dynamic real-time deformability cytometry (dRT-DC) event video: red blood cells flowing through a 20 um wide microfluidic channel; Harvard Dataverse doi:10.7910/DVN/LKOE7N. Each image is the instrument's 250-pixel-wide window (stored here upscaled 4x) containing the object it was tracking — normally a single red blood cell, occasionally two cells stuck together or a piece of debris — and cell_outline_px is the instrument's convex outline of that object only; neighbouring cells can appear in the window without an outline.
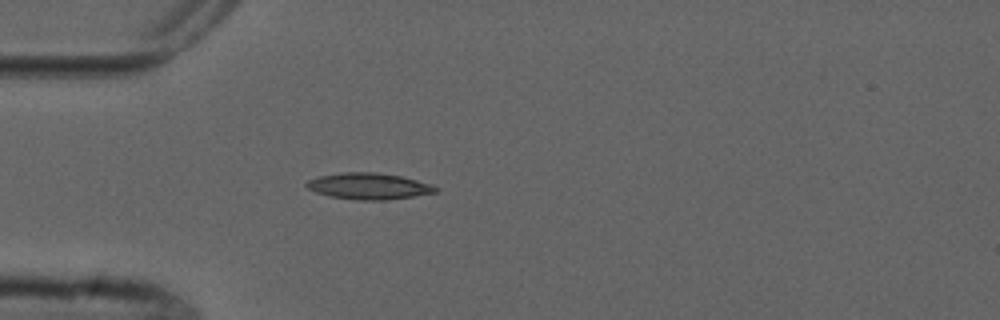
{"species": "common noctule bat (a hibernating species)", "species_latin": "Nyctalus noctula", "temperature_condition": "cold", "stored_images_in_passage": 1, "camera_frame_rate_fps": 3000, "um_per_image_px": 0.085, "animal": {"sex": "male", "forearm_length_mm": 52.5}, "frame": {"image": 1, "passage_image": 1, "time_ms": 0.0, "image_size_px": [1000, 320], "cell_outline_px": [[440, 188], [436, 192], [412, 196], [384, 200], [360, 200], [328, 196], [316, 192], [308, 188], [304, 184], [308, 180], [320, 176], [340, 172], [376, 172], [400, 176], [432, 184]], "centroid_in_image_um": [31.33, 15.82], "position_along_channel_um": 53.7, "area_um2": 19.71}}